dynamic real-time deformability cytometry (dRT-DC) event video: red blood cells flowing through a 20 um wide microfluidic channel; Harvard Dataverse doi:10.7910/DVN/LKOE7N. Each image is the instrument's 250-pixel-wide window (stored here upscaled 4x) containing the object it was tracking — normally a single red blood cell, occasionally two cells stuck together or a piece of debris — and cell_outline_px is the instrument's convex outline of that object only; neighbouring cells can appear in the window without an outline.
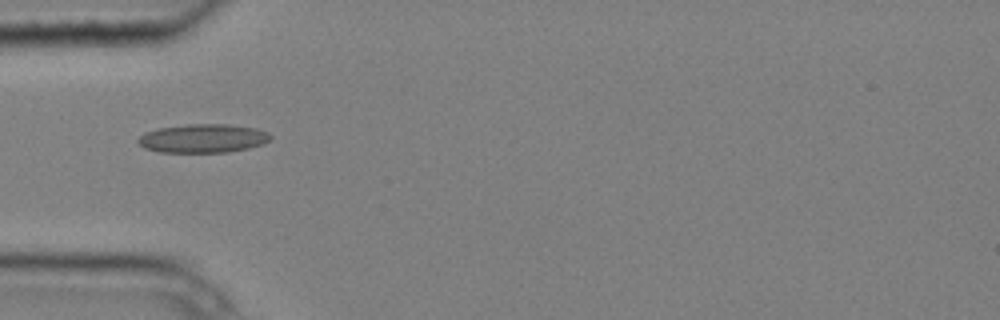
{"species": "common noctule bat (a hibernating species)", "species_latin": "Nyctalus noctula", "temperature_condition": "cold", "stored_images_in_passage": 5, "camera_frame_rate_fps": 3000, "um_per_image_px": 0.085, "animal": {"sex": "male", "body_mass_g": 20.4}, "frame": {"image": 1, "passage_image": 5, "time_ms": 1.333, "image_size_px": [1000, 320], "cell_outline_px": [[272, 140], [264, 144], [248, 148], [228, 152], [160, 152], [144, 148], [136, 140], [144, 132], [160, 128], [188, 124], [228, 124], [256, 128], [268, 132], [272, 136]], "centroid_in_image_um": [17.29, 11.76], "position_along_channel_um": 67.7, "area_um2": 22.25}}